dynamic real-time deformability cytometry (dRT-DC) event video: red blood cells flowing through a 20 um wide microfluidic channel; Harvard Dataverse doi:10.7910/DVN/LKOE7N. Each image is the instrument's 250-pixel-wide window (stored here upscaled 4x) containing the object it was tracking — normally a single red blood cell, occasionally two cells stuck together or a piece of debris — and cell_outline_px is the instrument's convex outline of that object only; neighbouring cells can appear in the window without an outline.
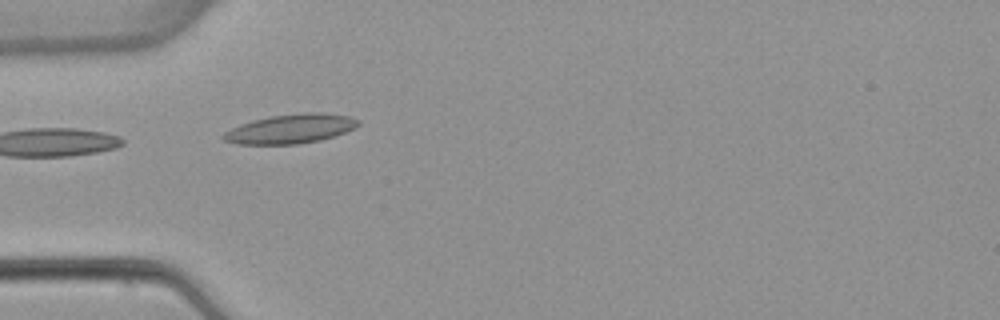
{"species": "common noctule bat (a hibernating species)", "species_latin": "Nyctalus noctula", "temperature_condition": "warm", "stored_images_in_passage": 6, "camera_frame_rate_fps": 3000, "um_per_image_px": 0.085, "animal": {"sex": "female", "body_mass_g": 22.7, "forearm_length_mm": 54.2}, "frame": {"image": 1, "passage_image": 5, "time_ms": 5.0, "image_size_px": [1000, 320], "cell_outline_px": [[360, 124], [356, 128], [320, 140], [296, 144], [236, 144], [224, 140], [220, 136], [224, 132], [240, 124], [252, 120], [268, 116], [304, 112], [320, 112], [348, 116], [360, 120]], "centroid_in_image_um": [24.68, 10.94], "position_along_channel_um": 60.3, "area_um2": 23.06}}